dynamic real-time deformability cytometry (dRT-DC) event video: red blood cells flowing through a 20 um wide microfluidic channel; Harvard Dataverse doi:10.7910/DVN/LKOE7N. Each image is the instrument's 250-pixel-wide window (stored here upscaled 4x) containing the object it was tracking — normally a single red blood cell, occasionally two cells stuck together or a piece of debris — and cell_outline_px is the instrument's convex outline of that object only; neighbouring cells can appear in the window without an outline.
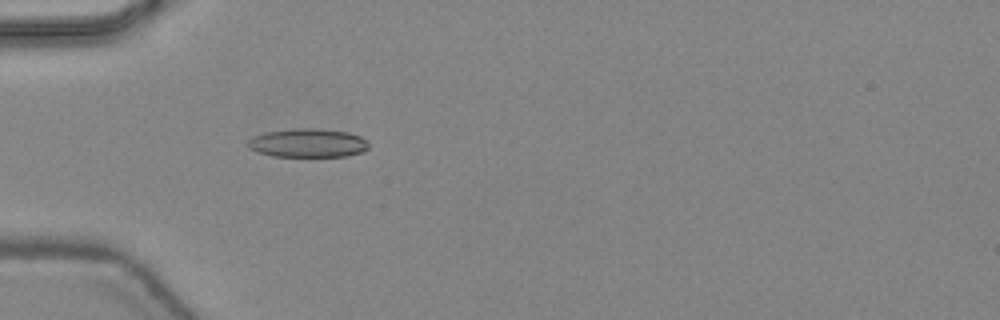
{"species": "common noctule bat (a hibernating species)", "species_latin": "Nyctalus noctula", "temperature_condition": "warm", "stored_images_in_passage": 40, "camera_frame_rate_fps": 3000, "um_per_image_px": 0.085, "animal": {"sex": "female", "body_mass_g": 24.6, "forearm_length_mm": 56.2}, "frame": {"image": 1, "passage_image": 9, "time_ms": 2.667, "image_size_px": [1000, 320], "cell_outline_px": [[368, 148], [364, 152], [348, 156], [272, 156], [256, 152], [248, 148], [248, 140], [252, 136], [264, 132], [292, 128], [316, 128], [348, 132], [360, 136], [368, 144]], "centroid_in_image_um": [26.13, 12.15], "position_along_channel_um": 58.9, "area_um2": 20.4}}
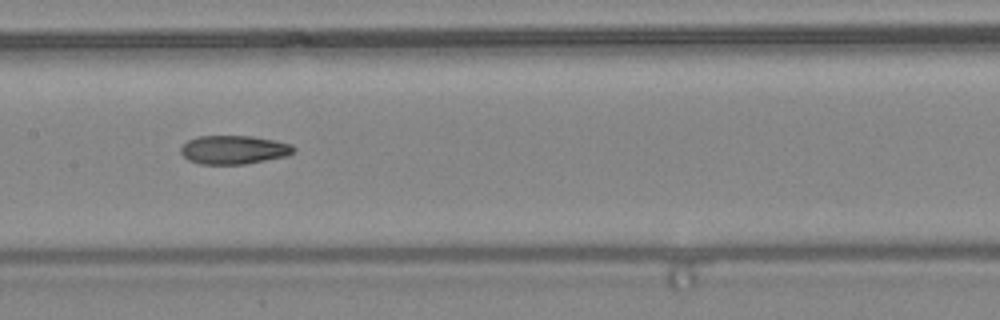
{"frame": {"image": 2, "passage_image": 18, "time_ms": 5.667, "image_size_px": [1000, 320], "cell_outline_px": [[296, 148], [292, 152], [284, 156], [244, 164], [200, 164], [188, 160], [180, 152], [180, 148], [188, 140], [196, 136], [252, 136], [272, 140], [288, 144]], "centroid_in_image_um": [19.8, 12.73], "position_along_channel_um": 187.6, "area_um2": 18.55}}
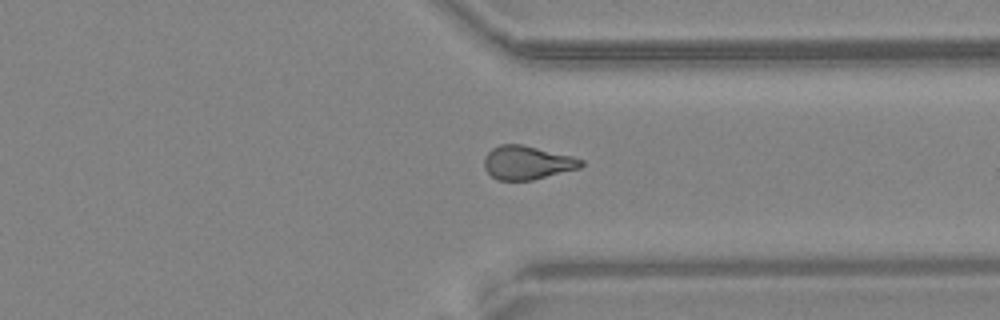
{"frame": {"image": 3, "passage_image": 30, "time_ms": 9.667, "image_size_px": [1000, 320], "cell_outline_px": [[584, 164], [580, 168], [532, 180], [496, 180], [484, 168], [484, 156], [492, 148], [500, 144], [520, 144], [572, 156], [584, 160]], "centroid_in_image_um": [44.8, 13.82], "position_along_channel_um": 366.6, "area_um2": 18.96}, "authors_computed_cell_mechanics": {"area_um2": 18.9295, "velocity_mm_per_s": 4.4796, "shape_relaxation_time_tau1_ms": null, "shape_relaxation_time_tau2_ms": 2.7031, "deformation_change_tau1": null, "deformation_change_tau2": 0.1063}}